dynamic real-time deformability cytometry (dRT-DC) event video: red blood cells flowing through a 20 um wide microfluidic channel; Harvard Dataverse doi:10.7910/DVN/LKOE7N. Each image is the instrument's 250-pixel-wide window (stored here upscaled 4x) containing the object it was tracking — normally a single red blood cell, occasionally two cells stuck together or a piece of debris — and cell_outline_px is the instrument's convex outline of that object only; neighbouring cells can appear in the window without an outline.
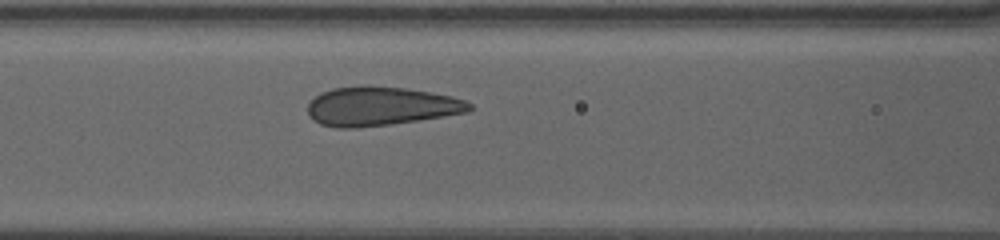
{"species": "human", "species_latin": "Homo sapiens", "temperature_condition": "warm", "stored_images_in_passage": 14, "camera_frame_rate_fps": 3000, "um_per_image_px": 0.085, "donor": {"sex": "female"}, "frame": {"image": 1, "passage_image": 5, "time_ms": 3.667, "image_size_px": [1000, 240], "cell_outline_px": [[472, 108], [468, 112], [416, 120], [388, 124], [356, 128], [336, 128], [320, 124], [312, 120], [308, 116], [308, 104], [320, 92], [332, 88], [364, 84], [404, 88], [452, 96], [464, 100], [472, 104]], "centroid_in_image_um": [32.3, 9.02], "position_along_channel_um": 134.3, "area_um2": 36.76}}
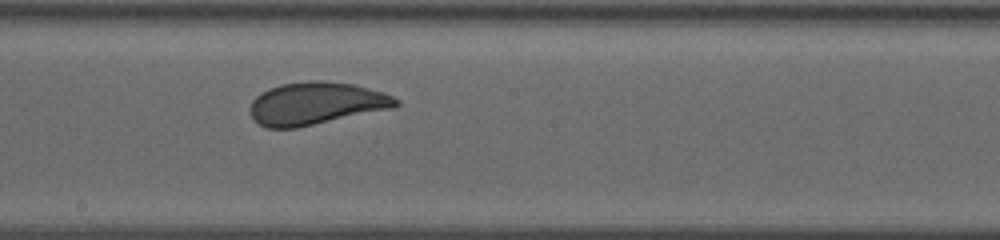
{"frame": {"image": 2, "passage_image": 8, "time_ms": 6.333, "image_size_px": [1000, 240], "cell_outline_px": [[400, 104], [396, 108], [296, 128], [268, 128], [260, 124], [252, 116], [252, 100], [260, 92], [268, 88], [280, 84], [308, 80], [320, 80], [352, 84], [384, 92], [400, 100]], "centroid_in_image_um": [26.91, 8.79], "position_along_channel_um": 221.3, "area_um2": 36.3}}
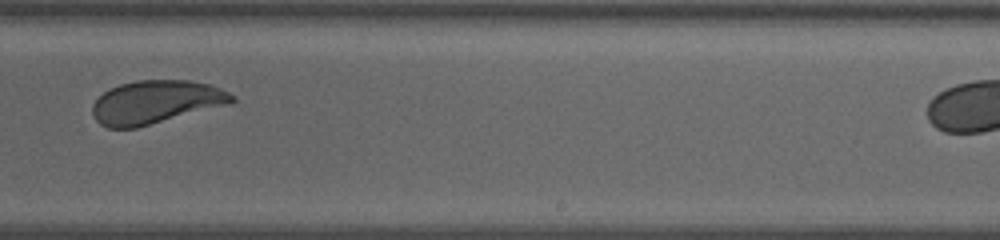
{"frame": {"image": 3, "passage_image": 10, "time_ms": 8.0, "image_size_px": [1000, 240], "cell_outline_px": [[236, 100], [232, 104], [136, 128], [108, 128], [100, 124], [96, 120], [92, 112], [92, 104], [104, 92], [120, 84], [136, 80], [188, 80], [212, 84], [236, 96]], "centroid_in_image_um": [13.29, 8.68], "position_along_channel_um": 275.7, "area_um2": 35.43}, "authors_computed_cell_mechanics": {"area_um2": 36.5007, "velocity_mm_per_s": 3.2791, "shape_relaxation_time_tau1_ms": 2.3984, "shape_relaxation_time_tau2_ms": null, "deformation_change_tau1": 0.0926, "deformation_change_tau2": null}}